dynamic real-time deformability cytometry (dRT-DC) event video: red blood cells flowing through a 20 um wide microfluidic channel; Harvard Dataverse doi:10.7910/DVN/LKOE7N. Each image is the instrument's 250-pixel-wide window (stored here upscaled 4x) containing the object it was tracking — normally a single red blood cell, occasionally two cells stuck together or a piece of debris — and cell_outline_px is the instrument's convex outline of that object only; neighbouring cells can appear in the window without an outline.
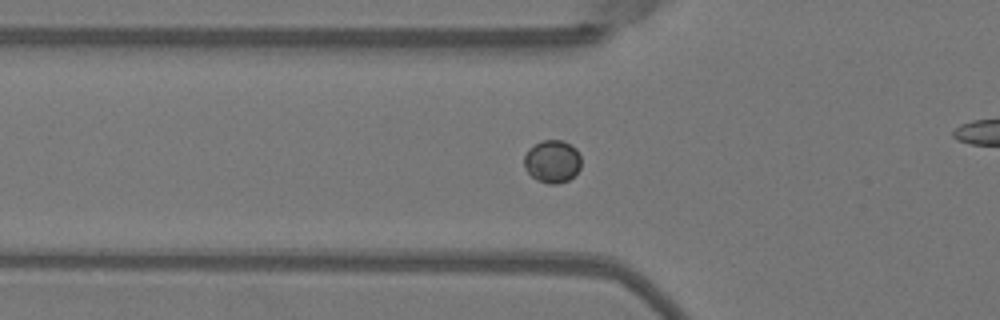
{"species": "Egyptian fruit bat (a non-hibernating species)", "species_latin": "Rousettus aegyptiacus", "temperature_condition": "warm", "stored_images_in_passage": 37, "camera_frame_rate_fps": 3000, "um_per_image_px": 0.085, "animal": {"sex": "female"}, "frame": {"image": 1, "passage_image": 11, "time_ms": 3.333, "image_size_px": [1000, 320], "cell_outline_px": [[580, 168], [568, 180], [556, 184], [548, 184], [536, 180], [524, 168], [524, 156], [528, 148], [540, 140], [560, 140], [572, 144], [576, 148], [580, 156]], "centroid_in_image_um": [46.92, 13.7], "position_along_channel_um": 78.9, "area_um2": 14.33}}
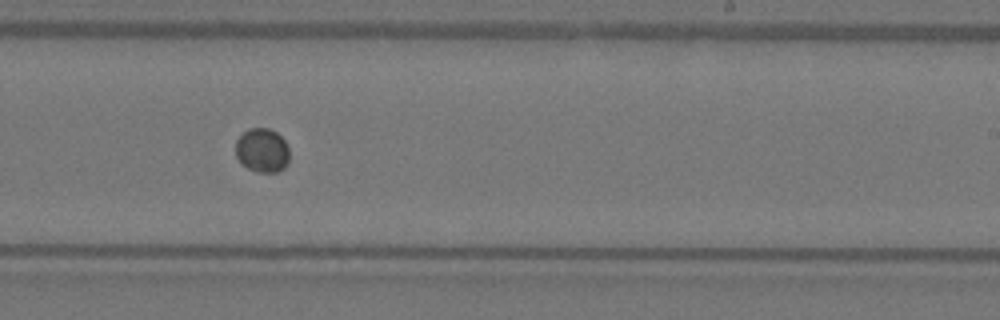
{"frame": {"image": 2, "passage_image": 25, "time_ms": 8.0, "image_size_px": [1000, 320], "cell_outline_px": [[288, 164], [284, 168], [276, 172], [256, 172], [240, 164], [236, 156], [236, 140], [248, 128], [268, 128], [276, 132], [284, 140], [288, 148]], "centroid_in_image_um": [22.27, 12.79], "position_along_channel_um": 266.7, "area_um2": 13.87}}
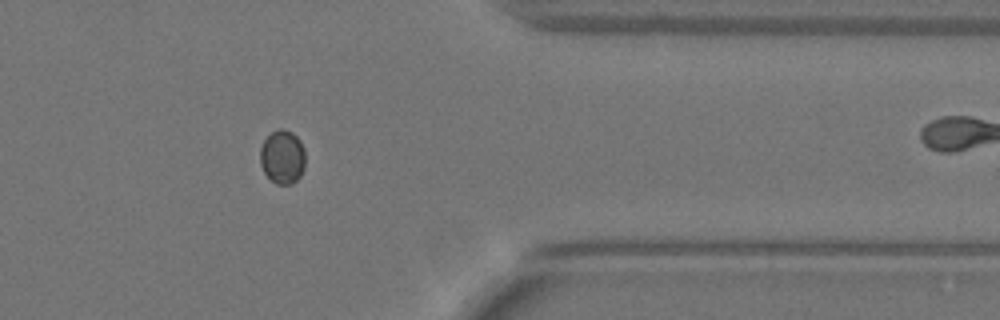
{"frame": {"image": 3, "passage_image": 35, "time_ms": 11.333, "image_size_px": [1000, 320], "cell_outline_px": [[304, 168], [300, 176], [292, 184], [276, 184], [264, 172], [260, 164], [260, 148], [264, 140], [272, 132], [280, 128], [284, 128], [292, 132], [300, 140], [304, 148]], "centroid_in_image_um": [24.01, 13.33], "position_along_channel_um": 387.4, "area_um2": 14.16}}